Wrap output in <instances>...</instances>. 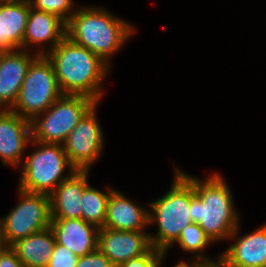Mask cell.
<instances>
[{"instance_id":"1","label":"cell","mask_w":266,"mask_h":267,"mask_svg":"<svg viewBox=\"0 0 266 267\" xmlns=\"http://www.w3.org/2000/svg\"><path fill=\"white\" fill-rule=\"evenodd\" d=\"M177 169L194 186L188 211L191 221L199 224L214 243L228 240L240 224V217L223 175L213 172L203 179Z\"/></svg>"},{"instance_id":"2","label":"cell","mask_w":266,"mask_h":267,"mask_svg":"<svg viewBox=\"0 0 266 267\" xmlns=\"http://www.w3.org/2000/svg\"><path fill=\"white\" fill-rule=\"evenodd\" d=\"M100 6H77L66 23V37L83 46L111 66L117 54L136 34L137 28ZM124 45V46H123Z\"/></svg>"},{"instance_id":"3","label":"cell","mask_w":266,"mask_h":267,"mask_svg":"<svg viewBox=\"0 0 266 267\" xmlns=\"http://www.w3.org/2000/svg\"><path fill=\"white\" fill-rule=\"evenodd\" d=\"M46 56L53 64L63 95L86 96L101 103L105 91L102 82L111 70L102 59L68 37Z\"/></svg>"},{"instance_id":"4","label":"cell","mask_w":266,"mask_h":267,"mask_svg":"<svg viewBox=\"0 0 266 267\" xmlns=\"http://www.w3.org/2000/svg\"><path fill=\"white\" fill-rule=\"evenodd\" d=\"M173 172L168 191L147 204L149 226L157 224V233H149L151 245L167 254L182 230L192 223L188 211L190 200L195 195L193 184L176 167Z\"/></svg>"},{"instance_id":"5","label":"cell","mask_w":266,"mask_h":267,"mask_svg":"<svg viewBox=\"0 0 266 267\" xmlns=\"http://www.w3.org/2000/svg\"><path fill=\"white\" fill-rule=\"evenodd\" d=\"M29 146L35 148L24 157L20 166L18 189L29 193L50 195L76 169L69 162L63 144L31 140ZM65 171L67 174L64 173Z\"/></svg>"},{"instance_id":"6","label":"cell","mask_w":266,"mask_h":267,"mask_svg":"<svg viewBox=\"0 0 266 267\" xmlns=\"http://www.w3.org/2000/svg\"><path fill=\"white\" fill-rule=\"evenodd\" d=\"M98 103L81 95H62L46 111L32 116L31 140L63 144L78 122Z\"/></svg>"},{"instance_id":"7","label":"cell","mask_w":266,"mask_h":267,"mask_svg":"<svg viewBox=\"0 0 266 267\" xmlns=\"http://www.w3.org/2000/svg\"><path fill=\"white\" fill-rule=\"evenodd\" d=\"M61 92L52 62L47 56H37L29 65L15 104L9 109L30 119L46 111Z\"/></svg>"},{"instance_id":"8","label":"cell","mask_w":266,"mask_h":267,"mask_svg":"<svg viewBox=\"0 0 266 267\" xmlns=\"http://www.w3.org/2000/svg\"><path fill=\"white\" fill-rule=\"evenodd\" d=\"M18 203L0 218V238L4 246L43 231L51 225L50 196L17 189Z\"/></svg>"},{"instance_id":"9","label":"cell","mask_w":266,"mask_h":267,"mask_svg":"<svg viewBox=\"0 0 266 267\" xmlns=\"http://www.w3.org/2000/svg\"><path fill=\"white\" fill-rule=\"evenodd\" d=\"M95 105L73 128L63 143L69 162L76 170H90L103 153L104 133Z\"/></svg>"},{"instance_id":"10","label":"cell","mask_w":266,"mask_h":267,"mask_svg":"<svg viewBox=\"0 0 266 267\" xmlns=\"http://www.w3.org/2000/svg\"><path fill=\"white\" fill-rule=\"evenodd\" d=\"M65 37L66 23L62 19L30 6L23 37V50L35 52L38 56H45Z\"/></svg>"},{"instance_id":"11","label":"cell","mask_w":266,"mask_h":267,"mask_svg":"<svg viewBox=\"0 0 266 267\" xmlns=\"http://www.w3.org/2000/svg\"><path fill=\"white\" fill-rule=\"evenodd\" d=\"M240 225L228 238L231 244L221 251L220 260L226 267H266V223L243 236L238 235Z\"/></svg>"},{"instance_id":"12","label":"cell","mask_w":266,"mask_h":267,"mask_svg":"<svg viewBox=\"0 0 266 267\" xmlns=\"http://www.w3.org/2000/svg\"><path fill=\"white\" fill-rule=\"evenodd\" d=\"M152 247L146 231H123L100 228L98 249L119 267L132 258L144 255Z\"/></svg>"},{"instance_id":"13","label":"cell","mask_w":266,"mask_h":267,"mask_svg":"<svg viewBox=\"0 0 266 267\" xmlns=\"http://www.w3.org/2000/svg\"><path fill=\"white\" fill-rule=\"evenodd\" d=\"M31 142L28 119L0 109V160L3 166L20 167ZM23 156V157H22Z\"/></svg>"},{"instance_id":"14","label":"cell","mask_w":266,"mask_h":267,"mask_svg":"<svg viewBox=\"0 0 266 267\" xmlns=\"http://www.w3.org/2000/svg\"><path fill=\"white\" fill-rule=\"evenodd\" d=\"M37 56L23 49L0 53V109L9 110L15 104L29 65Z\"/></svg>"},{"instance_id":"15","label":"cell","mask_w":266,"mask_h":267,"mask_svg":"<svg viewBox=\"0 0 266 267\" xmlns=\"http://www.w3.org/2000/svg\"><path fill=\"white\" fill-rule=\"evenodd\" d=\"M91 170H76L49 195L51 219H81V198Z\"/></svg>"},{"instance_id":"16","label":"cell","mask_w":266,"mask_h":267,"mask_svg":"<svg viewBox=\"0 0 266 267\" xmlns=\"http://www.w3.org/2000/svg\"><path fill=\"white\" fill-rule=\"evenodd\" d=\"M56 243L82 257L98 249L99 228L83 219H51Z\"/></svg>"},{"instance_id":"17","label":"cell","mask_w":266,"mask_h":267,"mask_svg":"<svg viewBox=\"0 0 266 267\" xmlns=\"http://www.w3.org/2000/svg\"><path fill=\"white\" fill-rule=\"evenodd\" d=\"M149 209L133 202L114 188L107 202L104 228L127 231H145L149 226Z\"/></svg>"},{"instance_id":"18","label":"cell","mask_w":266,"mask_h":267,"mask_svg":"<svg viewBox=\"0 0 266 267\" xmlns=\"http://www.w3.org/2000/svg\"><path fill=\"white\" fill-rule=\"evenodd\" d=\"M29 1H0V53L23 49Z\"/></svg>"},{"instance_id":"19","label":"cell","mask_w":266,"mask_h":267,"mask_svg":"<svg viewBox=\"0 0 266 267\" xmlns=\"http://www.w3.org/2000/svg\"><path fill=\"white\" fill-rule=\"evenodd\" d=\"M55 243L54 233L49 227L17 240L11 247L25 267H47Z\"/></svg>"},{"instance_id":"20","label":"cell","mask_w":266,"mask_h":267,"mask_svg":"<svg viewBox=\"0 0 266 267\" xmlns=\"http://www.w3.org/2000/svg\"><path fill=\"white\" fill-rule=\"evenodd\" d=\"M106 191L96 189L92 185H88L81 198V219L87 223L93 224L97 228H104L107 217V202L111 192V187Z\"/></svg>"},{"instance_id":"21","label":"cell","mask_w":266,"mask_h":267,"mask_svg":"<svg viewBox=\"0 0 266 267\" xmlns=\"http://www.w3.org/2000/svg\"><path fill=\"white\" fill-rule=\"evenodd\" d=\"M176 243L184 252L193 255L190 257L191 263L214 262L220 259V253L216 255L215 259L205 254L204 250L208 249V246L210 247L214 242L197 223L192 222L190 225H187L173 245Z\"/></svg>"},{"instance_id":"22","label":"cell","mask_w":266,"mask_h":267,"mask_svg":"<svg viewBox=\"0 0 266 267\" xmlns=\"http://www.w3.org/2000/svg\"><path fill=\"white\" fill-rule=\"evenodd\" d=\"M29 2L34 9L54 14L65 23L77 9L73 0H29Z\"/></svg>"},{"instance_id":"23","label":"cell","mask_w":266,"mask_h":267,"mask_svg":"<svg viewBox=\"0 0 266 267\" xmlns=\"http://www.w3.org/2000/svg\"><path fill=\"white\" fill-rule=\"evenodd\" d=\"M167 253L151 247L144 255L130 259L119 267H161Z\"/></svg>"},{"instance_id":"24","label":"cell","mask_w":266,"mask_h":267,"mask_svg":"<svg viewBox=\"0 0 266 267\" xmlns=\"http://www.w3.org/2000/svg\"><path fill=\"white\" fill-rule=\"evenodd\" d=\"M78 258L64 245L55 243L47 267H76Z\"/></svg>"},{"instance_id":"25","label":"cell","mask_w":266,"mask_h":267,"mask_svg":"<svg viewBox=\"0 0 266 267\" xmlns=\"http://www.w3.org/2000/svg\"><path fill=\"white\" fill-rule=\"evenodd\" d=\"M76 267H116L99 249L79 257Z\"/></svg>"},{"instance_id":"26","label":"cell","mask_w":266,"mask_h":267,"mask_svg":"<svg viewBox=\"0 0 266 267\" xmlns=\"http://www.w3.org/2000/svg\"><path fill=\"white\" fill-rule=\"evenodd\" d=\"M0 267H25L11 246H3L0 250Z\"/></svg>"},{"instance_id":"27","label":"cell","mask_w":266,"mask_h":267,"mask_svg":"<svg viewBox=\"0 0 266 267\" xmlns=\"http://www.w3.org/2000/svg\"><path fill=\"white\" fill-rule=\"evenodd\" d=\"M195 267H226L225 264L219 259L214 262H200L195 263Z\"/></svg>"},{"instance_id":"28","label":"cell","mask_w":266,"mask_h":267,"mask_svg":"<svg viewBox=\"0 0 266 267\" xmlns=\"http://www.w3.org/2000/svg\"><path fill=\"white\" fill-rule=\"evenodd\" d=\"M172 267H195V263L187 262L184 260L178 261L174 266Z\"/></svg>"},{"instance_id":"29","label":"cell","mask_w":266,"mask_h":267,"mask_svg":"<svg viewBox=\"0 0 266 267\" xmlns=\"http://www.w3.org/2000/svg\"><path fill=\"white\" fill-rule=\"evenodd\" d=\"M4 246L2 239L0 238V250Z\"/></svg>"},{"instance_id":"30","label":"cell","mask_w":266,"mask_h":267,"mask_svg":"<svg viewBox=\"0 0 266 267\" xmlns=\"http://www.w3.org/2000/svg\"><path fill=\"white\" fill-rule=\"evenodd\" d=\"M0 1H8V0H0ZM14 1H29V0H14Z\"/></svg>"}]
</instances>
